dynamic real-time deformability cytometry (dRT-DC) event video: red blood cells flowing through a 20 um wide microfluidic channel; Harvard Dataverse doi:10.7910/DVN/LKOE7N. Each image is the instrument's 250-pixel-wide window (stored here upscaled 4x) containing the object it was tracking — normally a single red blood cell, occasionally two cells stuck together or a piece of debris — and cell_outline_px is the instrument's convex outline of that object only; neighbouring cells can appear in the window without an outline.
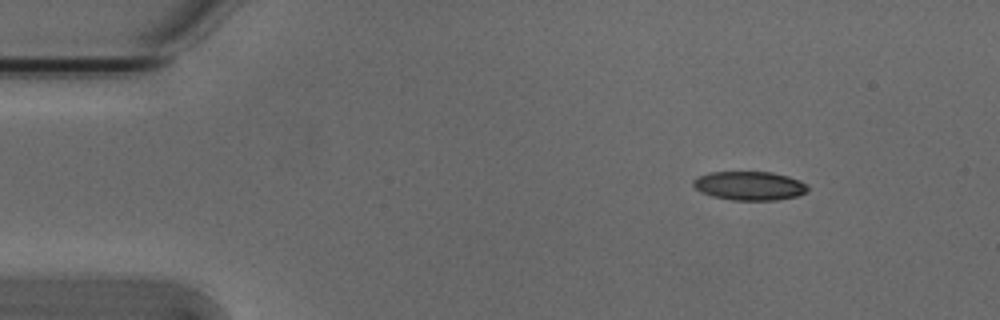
{"species": "Egyptian fruit bat (a non-hibernating species)", "species_latin": "Rousettus aegyptiacus", "temperature_condition": "cold", "stored_images_in_passage": 6, "camera_frame_rate_fps": 3000, "um_per_image_px": 0.085, "animal": {"sex": "male"}, "frame": {"image": 1, "passage_image": 1, "time_ms": 0.0, "image_size_px": [1000, 320], "cell_outline_px": [[808, 188], [804, 192], [796, 196], [776, 200], [732, 200], [712, 196], [700, 192], [692, 184], [692, 180], [696, 176], [708, 172], [772, 172], [788, 176], [800, 180]], "centroid_in_image_um": [63.64, 15.78], "position_along_channel_um": 21.4, "area_um2": 19.25}}
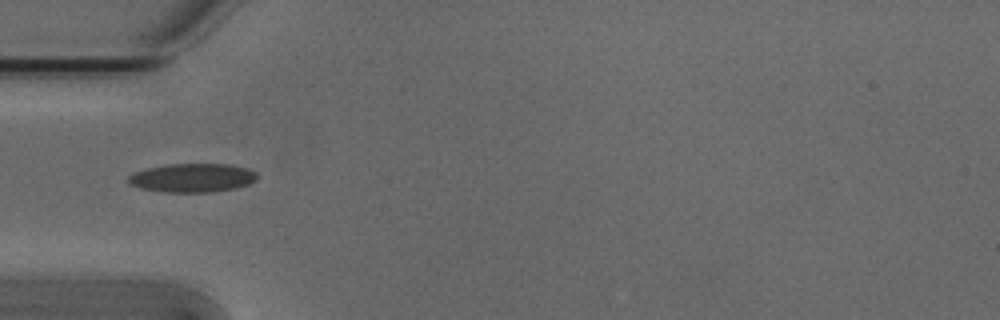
{"frame": {"image": 2, "passage_image": 4, "time_ms": 1.0, "image_size_px": [1000, 320], "cell_outline_px": [[256, 180], [248, 184], [236, 188], [208, 192], [164, 192], [140, 188], [128, 184], [128, 176], [136, 172], [148, 168], [164, 164], [232, 164], [248, 168], [256, 172]], "centroid_in_image_um": [16.35, 15.11], "position_along_channel_um": 68.6, "area_um2": 21.62}}
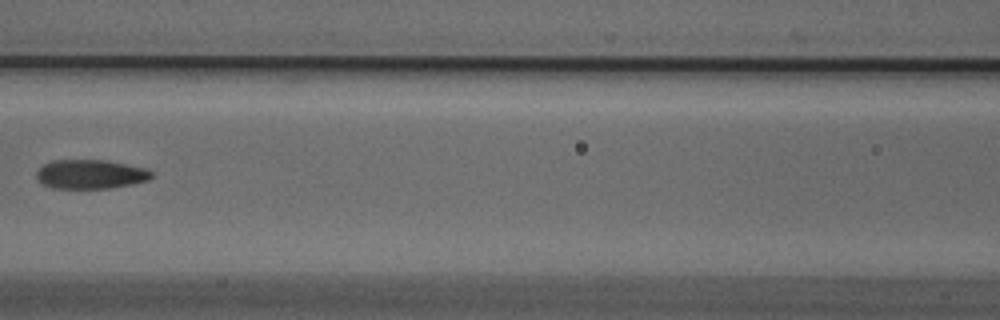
{"frame": {"image": 3, "passage_image": 6, "time_ms": 1.667, "image_size_px": [1000, 320], "cell_outline_px": [[152, 176], [148, 180], [132, 184], [108, 188], [52, 188], [40, 184], [36, 176], [36, 172], [44, 164], [52, 160], [108, 160], [148, 168], [152, 172]], "centroid_in_image_um": [7.69, 14.8], "position_along_channel_um": 158.9, "area_um2": 19.71}}